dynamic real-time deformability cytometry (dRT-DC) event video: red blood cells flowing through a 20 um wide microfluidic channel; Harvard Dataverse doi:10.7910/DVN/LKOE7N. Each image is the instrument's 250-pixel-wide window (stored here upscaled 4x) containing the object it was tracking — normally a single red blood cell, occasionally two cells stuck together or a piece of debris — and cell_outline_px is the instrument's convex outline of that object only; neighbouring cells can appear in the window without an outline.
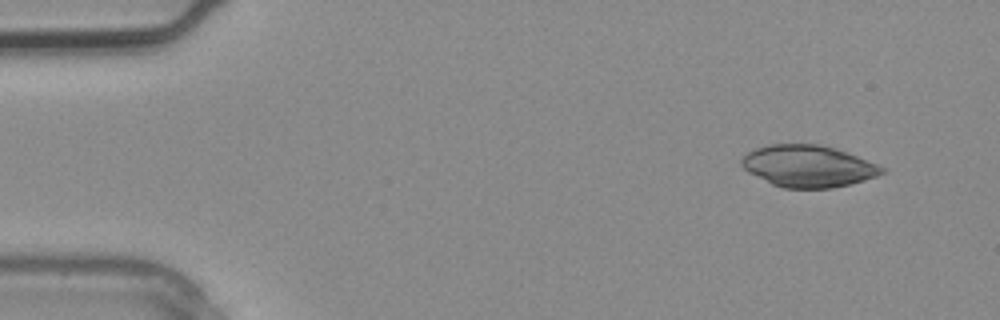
{"species": "common noctule bat (a hibernating species)", "species_latin": "Nyctalus noctula", "temperature_condition": "warm", "stored_images_in_passage": 3, "camera_frame_rate_fps": 3000, "um_per_image_px": 0.085, "animal": {"sex": "male", "body_mass_g": 20.4}, "frame": {"image": 1, "passage_image": 1, "time_ms": 0.0, "image_size_px": [1000, 320], "cell_outline_px": [[888, 172], [864, 180], [832, 188], [784, 188], [772, 184], [748, 172], [740, 164], [740, 160], [748, 152], [756, 148], [768, 144], [820, 144], [836, 148], [888, 168]], "centroid_in_image_um": [68.71, 14.12], "position_along_channel_um": 16.3, "area_um2": 34.28}}